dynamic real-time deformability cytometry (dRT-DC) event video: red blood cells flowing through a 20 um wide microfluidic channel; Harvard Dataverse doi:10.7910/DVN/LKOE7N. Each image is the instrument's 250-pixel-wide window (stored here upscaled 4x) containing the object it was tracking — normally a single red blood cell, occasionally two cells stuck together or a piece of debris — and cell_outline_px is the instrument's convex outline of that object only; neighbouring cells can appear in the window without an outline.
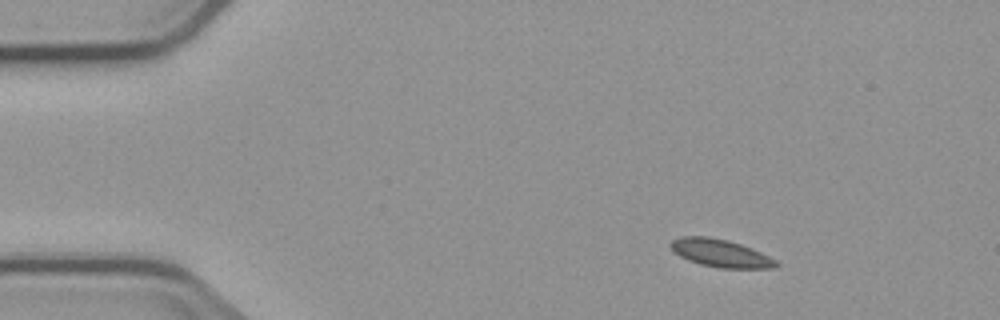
{"species": "common noctule bat (a hibernating species)", "species_latin": "Nyctalus noctula", "temperature_condition": "cold", "stored_images_in_passage": 9, "camera_frame_rate_fps": 3000, "um_per_image_px": 0.085, "animal": {"sex": "male", "body_mass_g": 23.1, "forearm_length_mm": 52.7}, "frame": {"image": 1, "passage_image": 2, "time_ms": 1.333, "image_size_px": [1000, 320], "cell_outline_px": [[780, 264], [776, 268], [720, 268], [700, 264], [688, 260], [680, 256], [668, 244], [672, 240], [680, 236], [708, 236], [728, 240], [752, 248], [776, 260]], "centroid_in_image_um": [61.25, 21.51], "position_along_channel_um": 23.8, "area_um2": 17.05}}
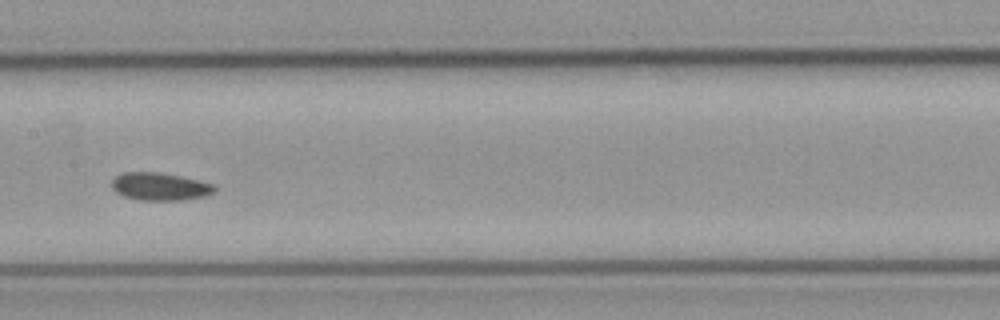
{"frame": {"image": 2, "passage_image": 7, "time_ms": 8.0, "image_size_px": [1000, 320], "cell_outline_px": [[216, 188], [212, 192], [204, 196], [180, 200], [140, 200], [124, 196], [116, 192], [112, 188], [112, 180], [120, 172], [160, 172], [180, 176], [216, 184]], "centroid_in_image_um": [13.57, 15.84], "position_along_channel_um": 193.8, "area_um2": 16.59}}
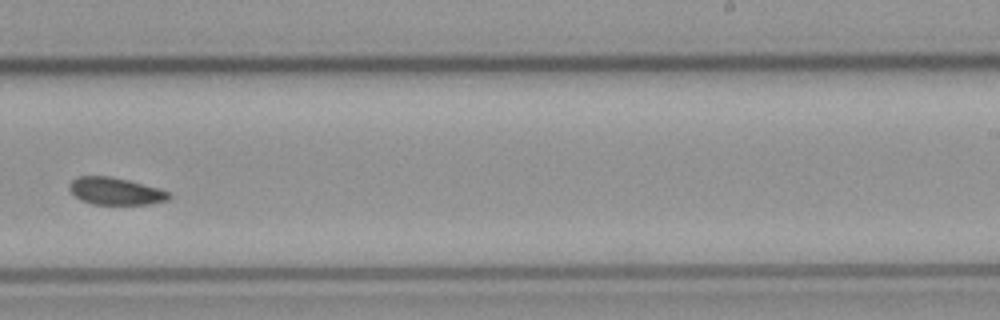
{"frame": {"image": 3, "passage_image": 9, "time_ms": 10.333, "image_size_px": [1000, 320], "cell_outline_px": [[172, 196], [168, 200], [152, 204], [92, 204], [80, 200], [68, 188], [68, 184], [76, 176], [112, 176], [160, 188], [172, 192]], "centroid_in_image_um": [9.85, 16.24], "position_along_channel_um": 279.1, "area_um2": 16.07}}